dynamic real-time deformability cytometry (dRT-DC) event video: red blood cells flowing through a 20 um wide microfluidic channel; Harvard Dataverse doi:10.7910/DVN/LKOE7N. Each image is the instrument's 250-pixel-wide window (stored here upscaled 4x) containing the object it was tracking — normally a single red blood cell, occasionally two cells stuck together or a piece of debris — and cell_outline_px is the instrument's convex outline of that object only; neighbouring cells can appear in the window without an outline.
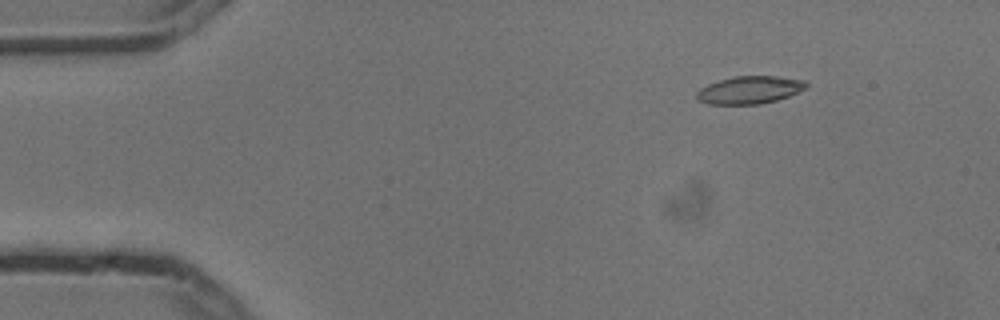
{"species": "common noctule bat (a hibernating species)", "species_latin": "Nyctalus noctula", "temperature_condition": "cold", "stored_images_in_passage": 8, "camera_frame_rate_fps": 3000, "um_per_image_px": 0.085, "animal": {"sex": "male", "body_mass_g": 13.3}, "frame": {"image": 1, "passage_image": 2, "time_ms": 0.333, "image_size_px": [1000, 320], "cell_outline_px": [[808, 84], [804, 88], [788, 96], [776, 100], [760, 104], [708, 104], [696, 100], [696, 92], [700, 88], [708, 84], [720, 80], [736, 76], [780, 76], [804, 80]], "centroid_in_image_um": [63.68, 7.64], "position_along_channel_um": 21.3, "area_um2": 17.57}}
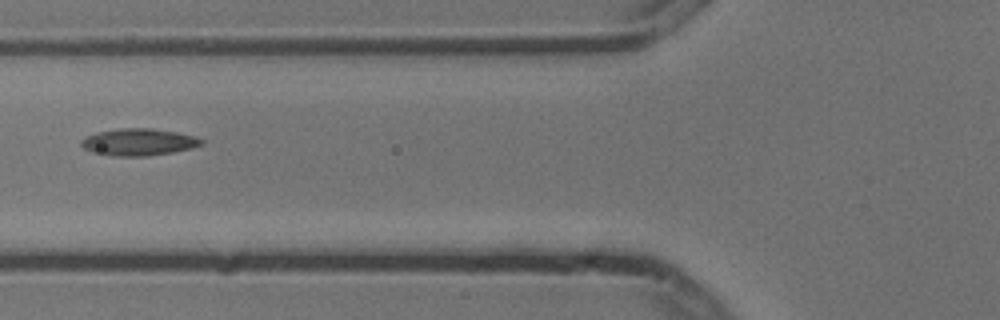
{"frame": {"image": 2, "passage_image": 6, "time_ms": 1.667, "image_size_px": [1000, 320], "cell_outline_px": [[204, 144], [192, 148], [172, 152], [148, 156], [112, 156], [92, 152], [84, 148], [80, 144], [80, 140], [84, 136], [96, 132], [120, 128], [152, 128], [176, 132], [196, 136], [204, 140]], "centroid_in_image_um": [11.77, 12.07], "position_along_channel_um": 114.0, "area_um2": 19.13}}
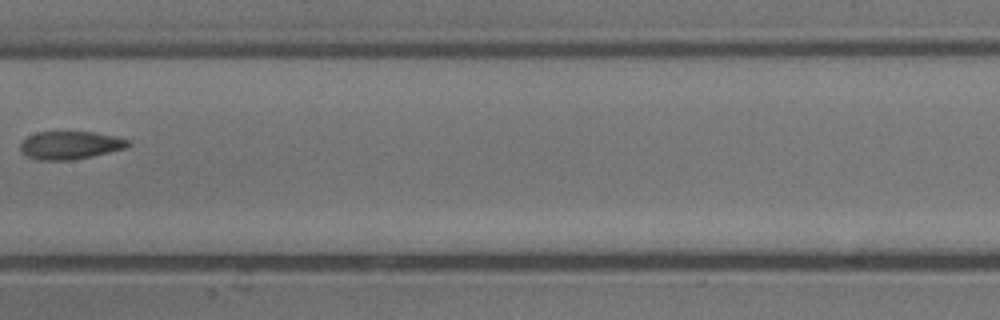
{"frame": {"image": 3, "passage_image": 8, "time_ms": 2.333, "image_size_px": [1000, 320], "cell_outline_px": [[132, 144], [128, 148], [92, 156], [72, 160], [36, 160], [20, 152], [20, 140], [36, 132], [92, 132], [132, 140]], "centroid_in_image_um": [5.96, 12.35], "position_along_channel_um": 201.4, "area_um2": 17.8}}